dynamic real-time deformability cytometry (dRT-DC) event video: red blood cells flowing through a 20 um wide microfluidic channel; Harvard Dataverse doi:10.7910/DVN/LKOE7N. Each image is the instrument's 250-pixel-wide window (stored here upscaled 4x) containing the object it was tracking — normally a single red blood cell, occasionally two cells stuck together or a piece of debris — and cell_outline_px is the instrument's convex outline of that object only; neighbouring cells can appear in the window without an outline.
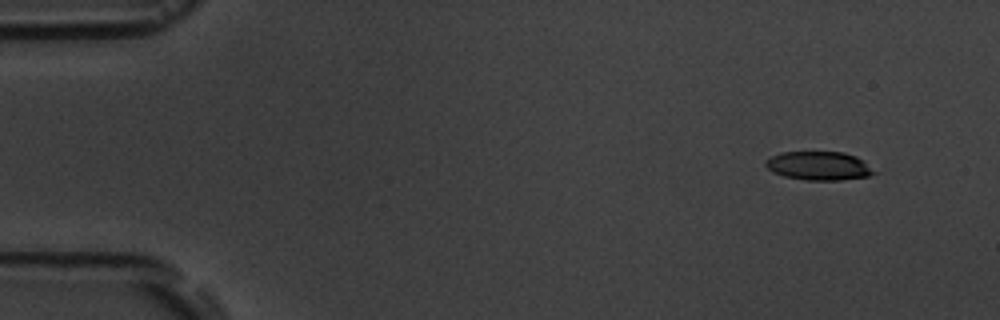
{"species": "common noctule bat (a hibernating species)", "species_latin": "Nyctalus noctula", "temperature_condition": "room temperature", "stored_images_in_passage": 6, "camera_frame_rate_fps": 3000, "um_per_image_px": 0.085, "animal": {"sex": "male", "body_mass_g": 19.5, "forearm_length_mm": 54.6}, "frame": {"image": 1, "passage_image": 1, "time_ms": 0.0, "image_size_px": [1000, 320], "cell_outline_px": [[880, 172], [868, 176], [840, 180], [804, 180], [784, 176], [772, 172], [764, 164], [764, 160], [780, 152], [844, 152], [856, 156], [864, 160]], "centroid_in_image_um": [69.64, 14.09], "position_along_channel_um": 15.4, "area_um2": 18.44}}
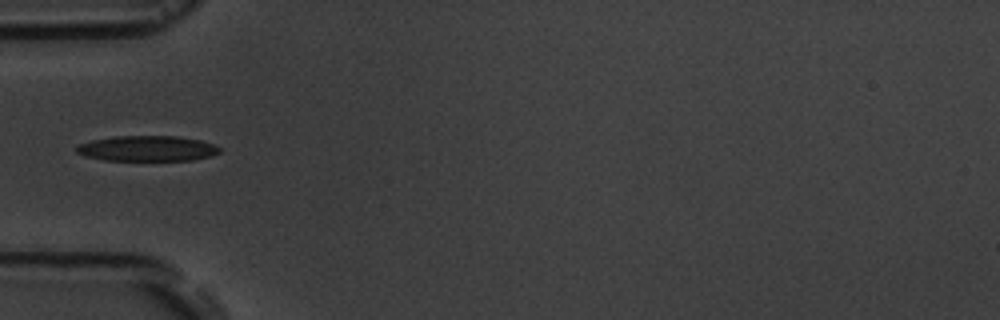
{"frame": {"image": 2, "passage_image": 5, "time_ms": 4.667, "image_size_px": [1000, 320], "cell_outline_px": [[220, 152], [212, 156], [192, 160], [104, 160], [84, 156], [76, 152], [76, 148], [80, 144], [92, 140], [116, 136], [176, 136], [200, 140], [212, 144], [220, 148]], "centroid_in_image_um": [12.52, 12.62], "position_along_channel_um": 72.5, "area_um2": 21.1}}
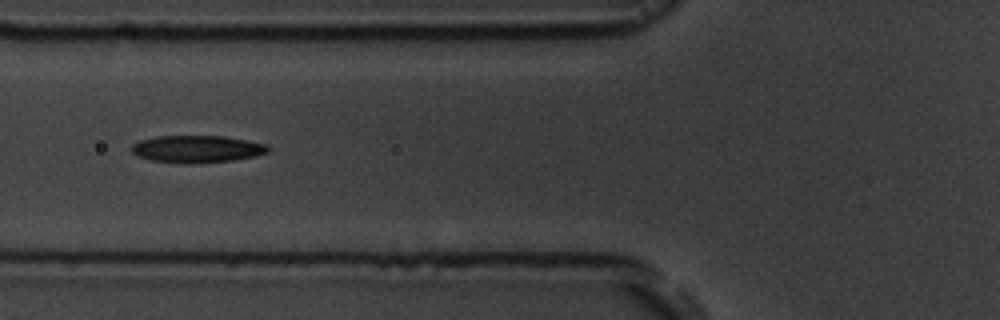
{"frame": {"image": 3, "passage_image": 6, "time_ms": 5.667, "image_size_px": [1000, 320], "cell_outline_px": [[272, 148], [268, 152], [252, 156], [232, 160], [196, 164], [184, 164], [152, 160], [136, 156], [132, 152], [132, 144], [140, 140], [156, 136], [224, 136], [268, 144]], "centroid_in_image_um": [16.74, 12.67], "position_along_channel_um": 109.1, "area_um2": 21.79}}